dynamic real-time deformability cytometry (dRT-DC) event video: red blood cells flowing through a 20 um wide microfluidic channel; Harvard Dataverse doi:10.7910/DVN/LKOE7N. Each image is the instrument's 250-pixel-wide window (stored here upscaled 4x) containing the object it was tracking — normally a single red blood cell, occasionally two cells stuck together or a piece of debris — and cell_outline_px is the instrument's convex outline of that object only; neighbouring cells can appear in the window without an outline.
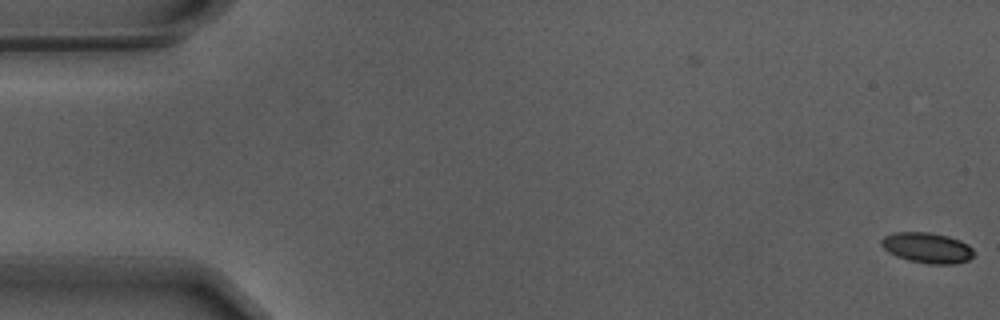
{"species": "Egyptian fruit bat (a non-hibernating species)", "species_latin": "Rousettus aegyptiacus", "temperature_condition": "warm", "stored_images_in_passage": 57, "camera_frame_rate_fps": 3000, "um_per_image_px": 0.085, "animal": {"sex": "male"}, "frame": {"image": 1, "passage_image": 1, "time_ms": 0.0, "image_size_px": [1000, 320], "cell_outline_px": [[972, 256], [968, 260], [952, 264], [928, 264], [908, 260], [896, 256], [888, 252], [880, 244], [880, 240], [884, 236], [892, 232], [928, 232], [948, 236], [960, 240], [968, 244], [972, 248]], "centroid_in_image_um": [78.77, 21.05], "position_along_channel_um": 6.2, "area_um2": 16.47}}
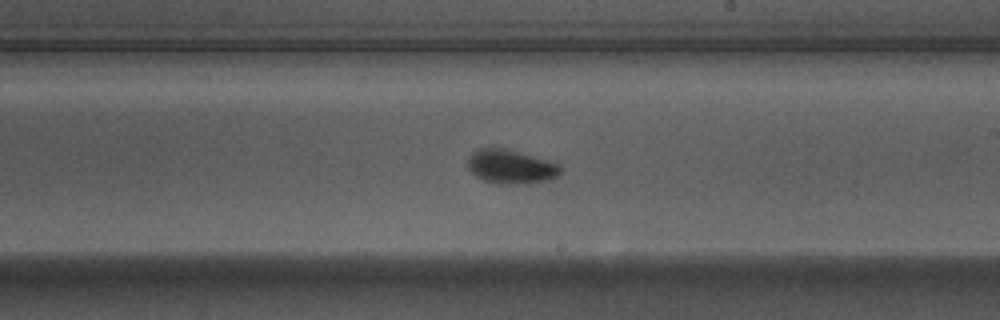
{"frame": {"image": 2, "passage_image": 33, "time_ms": 10.667, "image_size_px": [1000, 320], "cell_outline_px": [[560, 172], [556, 176], [548, 180], [524, 184], [496, 184], [484, 180], [476, 176], [468, 168], [468, 160], [472, 152], [480, 148], [500, 148], [516, 152], [544, 160], [556, 164], [560, 168]], "centroid_in_image_um": [43.35, 14.2], "position_along_channel_um": 245.6, "area_um2": 17.8}}
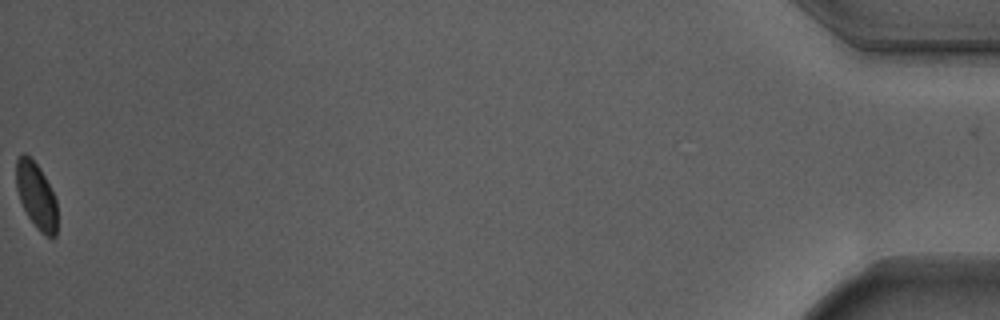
{"frame": {"image": 3, "passage_image": 57, "time_ms": 18.667, "image_size_px": [1000, 320], "cell_outline_px": [[56, 236], [52, 240], [40, 232], [36, 228], [28, 216], [20, 200], [16, 188], [16, 160], [24, 152], [40, 168], [56, 200]], "centroid_in_image_um": [3.08, 16.67], "position_along_channel_um": 432.1, "area_um2": 15.66}, "authors_computed_cell_mechanics": {"area_um2": 16.8776, "velocity_mm_per_s": 3.6777, "shape_relaxation_time_tau1_ms": 2.309, "shape_relaxation_time_tau2_ms": 1.9501, "deformation_change_tau1": 0.0896, "deformation_change_tau2": 0.059}}